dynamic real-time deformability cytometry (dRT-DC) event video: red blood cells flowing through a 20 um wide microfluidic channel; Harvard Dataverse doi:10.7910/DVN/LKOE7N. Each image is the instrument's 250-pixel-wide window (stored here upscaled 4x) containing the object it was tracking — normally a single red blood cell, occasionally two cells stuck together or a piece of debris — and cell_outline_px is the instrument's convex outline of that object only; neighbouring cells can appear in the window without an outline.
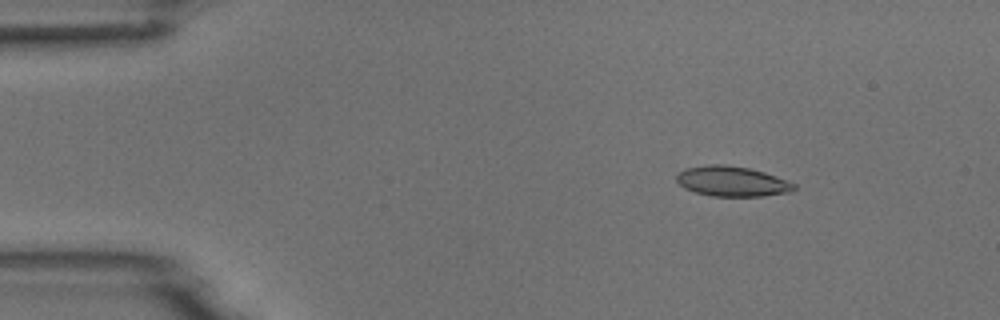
{"species": "common noctule bat (a hibernating species)", "species_latin": "Nyctalus noctula", "temperature_condition": "room temperature", "stored_images_in_passage": 5, "camera_frame_rate_fps": 3000, "um_per_image_px": 0.085, "animal": {"sex": "male", "body_mass_g": 18.8}, "frame": {"image": 1, "passage_image": 3, "time_ms": 2.0, "image_size_px": [1000, 320], "cell_outline_px": [[796, 188], [792, 192], [764, 196], [712, 196], [696, 192], [684, 188], [676, 180], [676, 176], [680, 172], [688, 168], [708, 164], [720, 164], [748, 168], [764, 172], [796, 184]], "centroid_in_image_um": [62.24, 15.42], "position_along_channel_um": 22.8, "area_um2": 20.46}}